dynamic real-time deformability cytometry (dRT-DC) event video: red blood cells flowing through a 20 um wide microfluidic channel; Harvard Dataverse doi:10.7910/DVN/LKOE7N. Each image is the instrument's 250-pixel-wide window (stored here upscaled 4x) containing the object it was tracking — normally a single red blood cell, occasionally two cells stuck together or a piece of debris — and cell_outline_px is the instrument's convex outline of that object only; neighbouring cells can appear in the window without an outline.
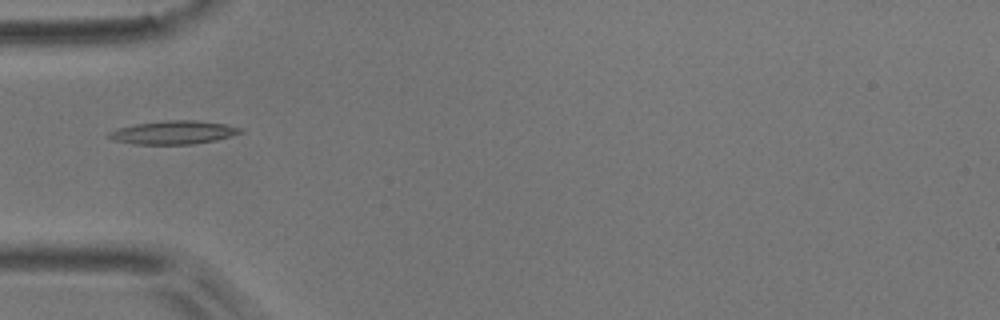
{"species": "common noctule bat (a hibernating species)", "species_latin": "Nyctalus noctula", "temperature_condition": "room temperature", "stored_images_in_passage": 7, "camera_frame_rate_fps": 3000, "um_per_image_px": 0.085, "animal": {"sex": "male", "body_mass_g": 17.9}, "frame": {"image": 1, "passage_image": 5, "time_ms": 1.333, "image_size_px": [1000, 320], "cell_outline_px": [[244, 132], [232, 136], [216, 140], [192, 144], [136, 144], [116, 140], [104, 136], [108, 132], [116, 128], [136, 124], [164, 120], [196, 120], [224, 124], [244, 128]], "centroid_in_image_um": [14.76, 11.25], "position_along_channel_um": 70.2, "area_um2": 18.03}}
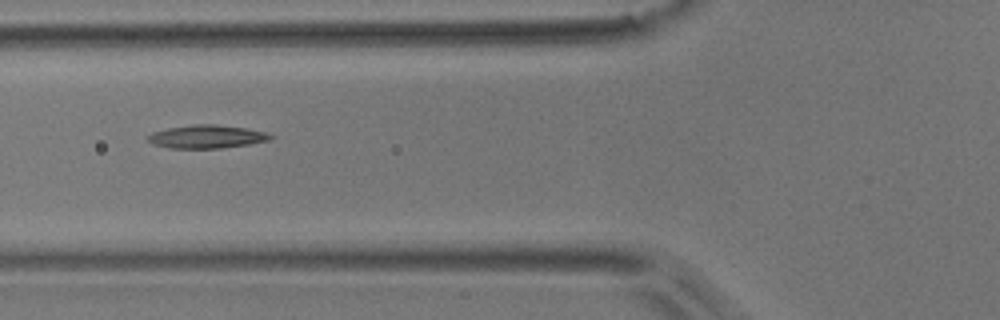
{"frame": {"image": 2, "passage_image": 6, "time_ms": 1.667, "image_size_px": [1000, 320], "cell_outline_px": [[276, 136], [268, 140], [248, 144], [220, 148], [168, 148], [152, 144], [148, 140], [148, 136], [152, 132], [168, 128], [192, 124], [212, 124], [248, 128], [264, 132]], "centroid_in_image_um": [17.56, 11.61], "position_along_channel_um": 108.2, "area_um2": 16.53}}
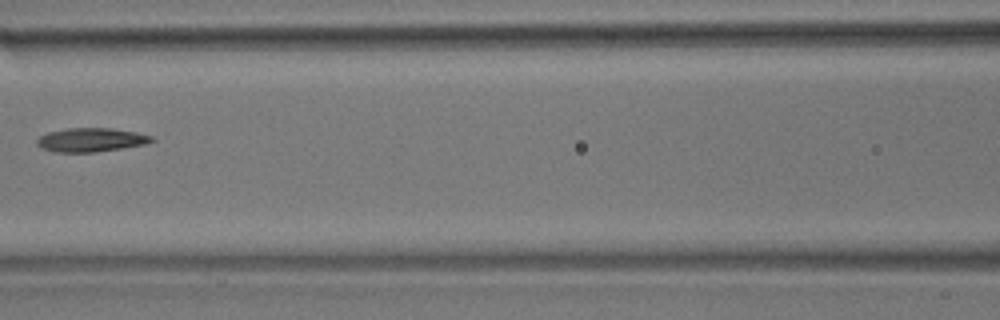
{"frame": {"image": 3, "passage_image": 7, "time_ms": 2.0, "image_size_px": [1000, 320], "cell_outline_px": [[156, 140], [148, 144], [96, 152], [56, 152], [44, 148], [36, 144], [36, 140], [40, 136], [48, 132], [68, 128], [112, 128], [136, 132], [152, 136]], "centroid_in_image_um": [7.78, 11.88], "position_along_channel_um": 158.8, "area_um2": 15.95}}